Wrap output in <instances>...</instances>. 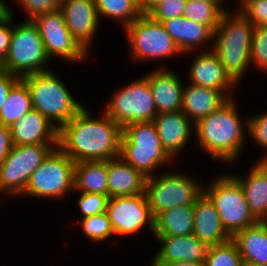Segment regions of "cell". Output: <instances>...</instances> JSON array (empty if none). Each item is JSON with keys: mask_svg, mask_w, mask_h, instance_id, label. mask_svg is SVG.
I'll use <instances>...</instances> for the list:
<instances>
[{"mask_svg": "<svg viewBox=\"0 0 267 266\" xmlns=\"http://www.w3.org/2000/svg\"><path fill=\"white\" fill-rule=\"evenodd\" d=\"M103 116L93 118L83 108L59 129L58 147L75 163L120 157L123 129L105 112Z\"/></svg>", "mask_w": 267, "mask_h": 266, "instance_id": "obj_1", "label": "cell"}, {"mask_svg": "<svg viewBox=\"0 0 267 266\" xmlns=\"http://www.w3.org/2000/svg\"><path fill=\"white\" fill-rule=\"evenodd\" d=\"M236 108L234 99H228L216 111L198 120L194 126L198 145L212 159H220L227 164L239 157L246 141L244 129L248 130L249 126V119L243 122Z\"/></svg>", "mask_w": 267, "mask_h": 266, "instance_id": "obj_2", "label": "cell"}, {"mask_svg": "<svg viewBox=\"0 0 267 266\" xmlns=\"http://www.w3.org/2000/svg\"><path fill=\"white\" fill-rule=\"evenodd\" d=\"M222 14L213 32V48L226 73L236 83L251 66V45L254 25L238 10Z\"/></svg>", "mask_w": 267, "mask_h": 266, "instance_id": "obj_3", "label": "cell"}, {"mask_svg": "<svg viewBox=\"0 0 267 266\" xmlns=\"http://www.w3.org/2000/svg\"><path fill=\"white\" fill-rule=\"evenodd\" d=\"M21 79L30 90L32 109L38 110L58 129L84 108L50 70L25 75Z\"/></svg>", "mask_w": 267, "mask_h": 266, "instance_id": "obj_4", "label": "cell"}, {"mask_svg": "<svg viewBox=\"0 0 267 266\" xmlns=\"http://www.w3.org/2000/svg\"><path fill=\"white\" fill-rule=\"evenodd\" d=\"M120 157L147 178L173 159L163 149L153 122H134L123 128Z\"/></svg>", "mask_w": 267, "mask_h": 266, "instance_id": "obj_5", "label": "cell"}, {"mask_svg": "<svg viewBox=\"0 0 267 266\" xmlns=\"http://www.w3.org/2000/svg\"><path fill=\"white\" fill-rule=\"evenodd\" d=\"M203 193L213 203L224 229L231 237L258 222L249 210L239 181L233 175L219 176L203 188Z\"/></svg>", "mask_w": 267, "mask_h": 266, "instance_id": "obj_6", "label": "cell"}, {"mask_svg": "<svg viewBox=\"0 0 267 266\" xmlns=\"http://www.w3.org/2000/svg\"><path fill=\"white\" fill-rule=\"evenodd\" d=\"M48 60L40 32L32 20H25L20 25L13 26L10 46L2 62L4 70L22 78L25 75L49 71L45 65Z\"/></svg>", "mask_w": 267, "mask_h": 266, "instance_id": "obj_7", "label": "cell"}, {"mask_svg": "<svg viewBox=\"0 0 267 266\" xmlns=\"http://www.w3.org/2000/svg\"><path fill=\"white\" fill-rule=\"evenodd\" d=\"M180 172L162 173L147 178L145 194L155 218L159 213L182 205H194L203 194L204 185Z\"/></svg>", "mask_w": 267, "mask_h": 266, "instance_id": "obj_8", "label": "cell"}, {"mask_svg": "<svg viewBox=\"0 0 267 266\" xmlns=\"http://www.w3.org/2000/svg\"><path fill=\"white\" fill-rule=\"evenodd\" d=\"M75 162L54 148L33 172L22 195L61 199L74 189Z\"/></svg>", "mask_w": 267, "mask_h": 266, "instance_id": "obj_9", "label": "cell"}, {"mask_svg": "<svg viewBox=\"0 0 267 266\" xmlns=\"http://www.w3.org/2000/svg\"><path fill=\"white\" fill-rule=\"evenodd\" d=\"M57 147L58 144L12 145L0 164V194L22 195L33 172Z\"/></svg>", "mask_w": 267, "mask_h": 266, "instance_id": "obj_10", "label": "cell"}, {"mask_svg": "<svg viewBox=\"0 0 267 266\" xmlns=\"http://www.w3.org/2000/svg\"><path fill=\"white\" fill-rule=\"evenodd\" d=\"M103 111L122 129L134 122H153L158 112L147 77L119 90Z\"/></svg>", "mask_w": 267, "mask_h": 266, "instance_id": "obj_11", "label": "cell"}, {"mask_svg": "<svg viewBox=\"0 0 267 266\" xmlns=\"http://www.w3.org/2000/svg\"><path fill=\"white\" fill-rule=\"evenodd\" d=\"M124 30L132 50L131 55L136 60L167 59L182 54L164 25L150 15H141Z\"/></svg>", "mask_w": 267, "mask_h": 266, "instance_id": "obj_12", "label": "cell"}, {"mask_svg": "<svg viewBox=\"0 0 267 266\" xmlns=\"http://www.w3.org/2000/svg\"><path fill=\"white\" fill-rule=\"evenodd\" d=\"M32 21L40 32L49 59L59 57L68 62H80L87 57L88 52L72 36L60 9L41 14Z\"/></svg>", "mask_w": 267, "mask_h": 266, "instance_id": "obj_13", "label": "cell"}, {"mask_svg": "<svg viewBox=\"0 0 267 266\" xmlns=\"http://www.w3.org/2000/svg\"><path fill=\"white\" fill-rule=\"evenodd\" d=\"M106 212L115 235H132L146 224L154 233V217L146 194L109 198Z\"/></svg>", "mask_w": 267, "mask_h": 266, "instance_id": "obj_14", "label": "cell"}, {"mask_svg": "<svg viewBox=\"0 0 267 266\" xmlns=\"http://www.w3.org/2000/svg\"><path fill=\"white\" fill-rule=\"evenodd\" d=\"M60 10L72 36L88 52L100 22L94 0H61Z\"/></svg>", "mask_w": 267, "mask_h": 266, "instance_id": "obj_15", "label": "cell"}, {"mask_svg": "<svg viewBox=\"0 0 267 266\" xmlns=\"http://www.w3.org/2000/svg\"><path fill=\"white\" fill-rule=\"evenodd\" d=\"M161 249L153 256L151 264L172 262L205 263L211 245L200 241L193 234L174 237H157Z\"/></svg>", "mask_w": 267, "mask_h": 266, "instance_id": "obj_16", "label": "cell"}, {"mask_svg": "<svg viewBox=\"0 0 267 266\" xmlns=\"http://www.w3.org/2000/svg\"><path fill=\"white\" fill-rule=\"evenodd\" d=\"M198 52L191 68L189 78L191 84L207 87L221 92L227 99H232L229 94L231 87L236 84L226 73L217 54L212 50Z\"/></svg>", "mask_w": 267, "mask_h": 266, "instance_id": "obj_17", "label": "cell"}, {"mask_svg": "<svg viewBox=\"0 0 267 266\" xmlns=\"http://www.w3.org/2000/svg\"><path fill=\"white\" fill-rule=\"evenodd\" d=\"M9 128L12 145L58 144L59 129L35 109Z\"/></svg>", "mask_w": 267, "mask_h": 266, "instance_id": "obj_18", "label": "cell"}, {"mask_svg": "<svg viewBox=\"0 0 267 266\" xmlns=\"http://www.w3.org/2000/svg\"><path fill=\"white\" fill-rule=\"evenodd\" d=\"M153 123L163 149L175 159L187 144L195 124L182 111L158 113Z\"/></svg>", "mask_w": 267, "mask_h": 266, "instance_id": "obj_19", "label": "cell"}, {"mask_svg": "<svg viewBox=\"0 0 267 266\" xmlns=\"http://www.w3.org/2000/svg\"><path fill=\"white\" fill-rule=\"evenodd\" d=\"M158 113L182 110L183 85L177 74L166 69H157L147 75Z\"/></svg>", "mask_w": 267, "mask_h": 266, "instance_id": "obj_20", "label": "cell"}, {"mask_svg": "<svg viewBox=\"0 0 267 266\" xmlns=\"http://www.w3.org/2000/svg\"><path fill=\"white\" fill-rule=\"evenodd\" d=\"M200 241L212 245L228 242L232 237L224 229L218 211L203 193L194 203L193 233Z\"/></svg>", "mask_w": 267, "mask_h": 266, "instance_id": "obj_21", "label": "cell"}, {"mask_svg": "<svg viewBox=\"0 0 267 266\" xmlns=\"http://www.w3.org/2000/svg\"><path fill=\"white\" fill-rule=\"evenodd\" d=\"M107 172L109 198L145 194L147 177L121 157L107 160Z\"/></svg>", "mask_w": 267, "mask_h": 266, "instance_id": "obj_22", "label": "cell"}, {"mask_svg": "<svg viewBox=\"0 0 267 266\" xmlns=\"http://www.w3.org/2000/svg\"><path fill=\"white\" fill-rule=\"evenodd\" d=\"M256 163L247 178L233 175L240 183L249 210L257 221L267 223V164Z\"/></svg>", "mask_w": 267, "mask_h": 266, "instance_id": "obj_23", "label": "cell"}, {"mask_svg": "<svg viewBox=\"0 0 267 266\" xmlns=\"http://www.w3.org/2000/svg\"><path fill=\"white\" fill-rule=\"evenodd\" d=\"M228 99L219 91L207 87L188 84L183 86L182 113L195 124L203 117L210 115Z\"/></svg>", "mask_w": 267, "mask_h": 266, "instance_id": "obj_24", "label": "cell"}, {"mask_svg": "<svg viewBox=\"0 0 267 266\" xmlns=\"http://www.w3.org/2000/svg\"><path fill=\"white\" fill-rule=\"evenodd\" d=\"M167 33L172 37L175 44L182 52H194L198 46L213 41V32L206 26L183 16L166 20L162 23Z\"/></svg>", "mask_w": 267, "mask_h": 266, "instance_id": "obj_25", "label": "cell"}, {"mask_svg": "<svg viewBox=\"0 0 267 266\" xmlns=\"http://www.w3.org/2000/svg\"><path fill=\"white\" fill-rule=\"evenodd\" d=\"M194 205H182L159 213L154 219L155 237L185 236L193 233Z\"/></svg>", "mask_w": 267, "mask_h": 266, "instance_id": "obj_26", "label": "cell"}, {"mask_svg": "<svg viewBox=\"0 0 267 266\" xmlns=\"http://www.w3.org/2000/svg\"><path fill=\"white\" fill-rule=\"evenodd\" d=\"M232 240L239 249L241 258L267 266V223L256 224L237 232Z\"/></svg>", "mask_w": 267, "mask_h": 266, "instance_id": "obj_27", "label": "cell"}, {"mask_svg": "<svg viewBox=\"0 0 267 266\" xmlns=\"http://www.w3.org/2000/svg\"><path fill=\"white\" fill-rule=\"evenodd\" d=\"M74 189L108 196L107 161H81L74 165Z\"/></svg>", "mask_w": 267, "mask_h": 266, "instance_id": "obj_28", "label": "cell"}, {"mask_svg": "<svg viewBox=\"0 0 267 266\" xmlns=\"http://www.w3.org/2000/svg\"><path fill=\"white\" fill-rule=\"evenodd\" d=\"M32 109L31 93L20 79L9 91L8 98L0 109V124L11 127L14 122Z\"/></svg>", "mask_w": 267, "mask_h": 266, "instance_id": "obj_29", "label": "cell"}, {"mask_svg": "<svg viewBox=\"0 0 267 266\" xmlns=\"http://www.w3.org/2000/svg\"><path fill=\"white\" fill-rule=\"evenodd\" d=\"M99 18L119 19L127 27L140 17L141 11L136 0H94Z\"/></svg>", "mask_w": 267, "mask_h": 266, "instance_id": "obj_30", "label": "cell"}, {"mask_svg": "<svg viewBox=\"0 0 267 266\" xmlns=\"http://www.w3.org/2000/svg\"><path fill=\"white\" fill-rule=\"evenodd\" d=\"M224 11L216 4L207 0H187L183 17L206 25L214 32L219 25Z\"/></svg>", "mask_w": 267, "mask_h": 266, "instance_id": "obj_31", "label": "cell"}, {"mask_svg": "<svg viewBox=\"0 0 267 266\" xmlns=\"http://www.w3.org/2000/svg\"><path fill=\"white\" fill-rule=\"evenodd\" d=\"M242 258L238 246L231 239L219 245H212L204 266H239Z\"/></svg>", "mask_w": 267, "mask_h": 266, "instance_id": "obj_32", "label": "cell"}, {"mask_svg": "<svg viewBox=\"0 0 267 266\" xmlns=\"http://www.w3.org/2000/svg\"><path fill=\"white\" fill-rule=\"evenodd\" d=\"M81 228L85 236L92 241H103L115 235L107 212L82 218Z\"/></svg>", "mask_w": 267, "mask_h": 266, "instance_id": "obj_33", "label": "cell"}, {"mask_svg": "<svg viewBox=\"0 0 267 266\" xmlns=\"http://www.w3.org/2000/svg\"><path fill=\"white\" fill-rule=\"evenodd\" d=\"M250 57L251 65L267 72V27L254 26Z\"/></svg>", "mask_w": 267, "mask_h": 266, "instance_id": "obj_34", "label": "cell"}, {"mask_svg": "<svg viewBox=\"0 0 267 266\" xmlns=\"http://www.w3.org/2000/svg\"><path fill=\"white\" fill-rule=\"evenodd\" d=\"M239 11L254 25L267 27V0H243Z\"/></svg>", "mask_w": 267, "mask_h": 266, "instance_id": "obj_35", "label": "cell"}, {"mask_svg": "<svg viewBox=\"0 0 267 266\" xmlns=\"http://www.w3.org/2000/svg\"><path fill=\"white\" fill-rule=\"evenodd\" d=\"M108 200L106 195L80 192L78 205L83 218L106 212Z\"/></svg>", "mask_w": 267, "mask_h": 266, "instance_id": "obj_36", "label": "cell"}, {"mask_svg": "<svg viewBox=\"0 0 267 266\" xmlns=\"http://www.w3.org/2000/svg\"><path fill=\"white\" fill-rule=\"evenodd\" d=\"M187 0H165L149 15L157 22L183 16Z\"/></svg>", "mask_w": 267, "mask_h": 266, "instance_id": "obj_37", "label": "cell"}, {"mask_svg": "<svg viewBox=\"0 0 267 266\" xmlns=\"http://www.w3.org/2000/svg\"><path fill=\"white\" fill-rule=\"evenodd\" d=\"M248 133L251 135L256 144L266 149L267 151V112L257 115V117L248 118ZM267 153V152H266ZM267 159V155L260 159V162H264Z\"/></svg>", "mask_w": 267, "mask_h": 266, "instance_id": "obj_38", "label": "cell"}, {"mask_svg": "<svg viewBox=\"0 0 267 266\" xmlns=\"http://www.w3.org/2000/svg\"><path fill=\"white\" fill-rule=\"evenodd\" d=\"M22 8L25 9L28 18L27 20H33L35 17L54 12L60 9L61 0H19Z\"/></svg>", "mask_w": 267, "mask_h": 266, "instance_id": "obj_39", "label": "cell"}, {"mask_svg": "<svg viewBox=\"0 0 267 266\" xmlns=\"http://www.w3.org/2000/svg\"><path fill=\"white\" fill-rule=\"evenodd\" d=\"M13 13L8 9V13L0 19V61L3 62L6 58L9 46L10 38L12 34ZM12 24V25H11Z\"/></svg>", "mask_w": 267, "mask_h": 266, "instance_id": "obj_40", "label": "cell"}, {"mask_svg": "<svg viewBox=\"0 0 267 266\" xmlns=\"http://www.w3.org/2000/svg\"><path fill=\"white\" fill-rule=\"evenodd\" d=\"M21 78L7 70L0 71V109L8 98L9 91Z\"/></svg>", "mask_w": 267, "mask_h": 266, "instance_id": "obj_41", "label": "cell"}, {"mask_svg": "<svg viewBox=\"0 0 267 266\" xmlns=\"http://www.w3.org/2000/svg\"><path fill=\"white\" fill-rule=\"evenodd\" d=\"M11 147L10 128L0 124V164L8 156Z\"/></svg>", "mask_w": 267, "mask_h": 266, "instance_id": "obj_42", "label": "cell"}, {"mask_svg": "<svg viewBox=\"0 0 267 266\" xmlns=\"http://www.w3.org/2000/svg\"><path fill=\"white\" fill-rule=\"evenodd\" d=\"M165 0H139L138 5L142 15H149Z\"/></svg>", "mask_w": 267, "mask_h": 266, "instance_id": "obj_43", "label": "cell"}, {"mask_svg": "<svg viewBox=\"0 0 267 266\" xmlns=\"http://www.w3.org/2000/svg\"><path fill=\"white\" fill-rule=\"evenodd\" d=\"M152 266H204L203 263L195 262H172L166 264H151Z\"/></svg>", "mask_w": 267, "mask_h": 266, "instance_id": "obj_44", "label": "cell"}, {"mask_svg": "<svg viewBox=\"0 0 267 266\" xmlns=\"http://www.w3.org/2000/svg\"><path fill=\"white\" fill-rule=\"evenodd\" d=\"M8 9V5L3 0H0V19L8 13Z\"/></svg>", "mask_w": 267, "mask_h": 266, "instance_id": "obj_45", "label": "cell"}, {"mask_svg": "<svg viewBox=\"0 0 267 266\" xmlns=\"http://www.w3.org/2000/svg\"><path fill=\"white\" fill-rule=\"evenodd\" d=\"M239 266H265V265H260V264H257L255 262L246 261V260L242 259Z\"/></svg>", "mask_w": 267, "mask_h": 266, "instance_id": "obj_46", "label": "cell"}, {"mask_svg": "<svg viewBox=\"0 0 267 266\" xmlns=\"http://www.w3.org/2000/svg\"><path fill=\"white\" fill-rule=\"evenodd\" d=\"M207 1H211L213 3H216L224 12H226V8L223 9L221 6V3L223 2V0H207Z\"/></svg>", "mask_w": 267, "mask_h": 266, "instance_id": "obj_47", "label": "cell"}, {"mask_svg": "<svg viewBox=\"0 0 267 266\" xmlns=\"http://www.w3.org/2000/svg\"><path fill=\"white\" fill-rule=\"evenodd\" d=\"M3 69L2 62L0 61V71Z\"/></svg>", "mask_w": 267, "mask_h": 266, "instance_id": "obj_48", "label": "cell"}]
</instances>
